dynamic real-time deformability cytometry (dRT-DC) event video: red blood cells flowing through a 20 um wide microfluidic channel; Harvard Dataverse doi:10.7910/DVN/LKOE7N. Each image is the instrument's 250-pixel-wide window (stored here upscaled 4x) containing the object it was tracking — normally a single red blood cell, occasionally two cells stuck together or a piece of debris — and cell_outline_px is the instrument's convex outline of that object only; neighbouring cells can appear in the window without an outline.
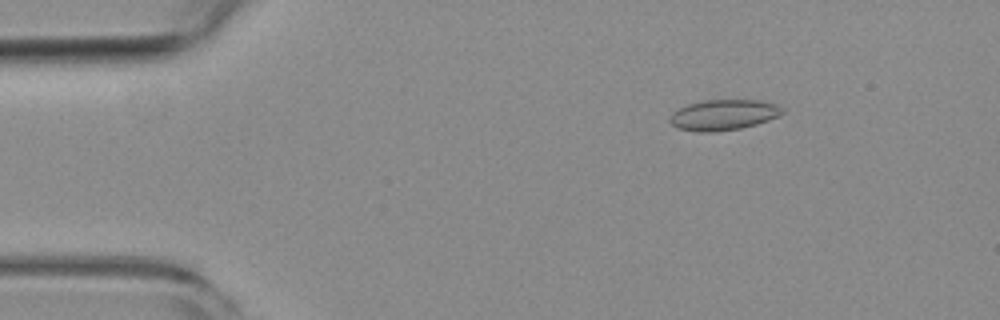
{"species": "common noctule bat (a hibernating species)", "species_latin": "Nyctalus noctula", "temperature_condition": "room temperature", "stored_images_in_passage": 56, "camera_frame_rate_fps": 3000, "um_per_image_px": 0.085, "animal": {"sex": "female", "body_mass_g": 19.3, "forearm_length_mm": 54.1}, "frame": {"image": 1, "passage_image": 8, "time_ms": 2.333, "image_size_px": [1000, 320], "cell_outline_px": [[784, 112], [768, 120], [756, 124], [740, 128], [712, 132], [696, 132], [676, 128], [668, 120], [672, 112], [688, 104], [704, 100], [756, 100], [776, 104], [784, 108]], "centroid_in_image_um": [61.46, 9.77], "position_along_channel_um": 23.5, "area_um2": 20.0}}
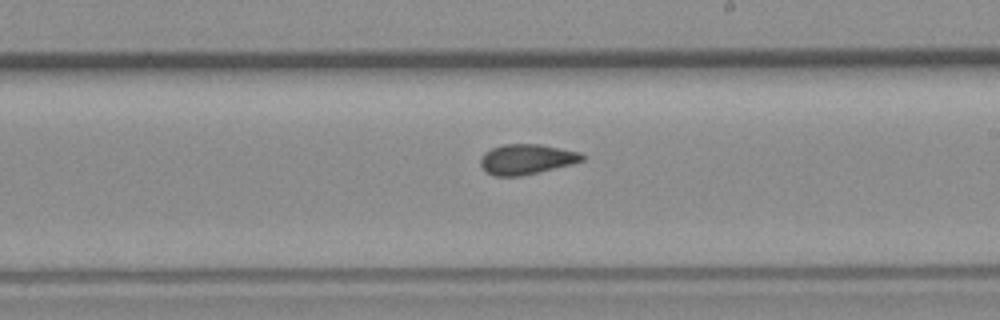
{"frame": {"image": 2, "passage_image": 32, "time_ms": 10.333, "image_size_px": [1000, 320], "cell_outline_px": [[584, 160], [572, 164], [520, 176], [496, 176], [488, 172], [480, 164], [480, 156], [484, 152], [492, 148], [504, 144], [540, 144], [580, 152], [584, 156]], "centroid_in_image_um": [44.75, 13.52], "position_along_channel_um": 244.3, "area_um2": 17.74}}
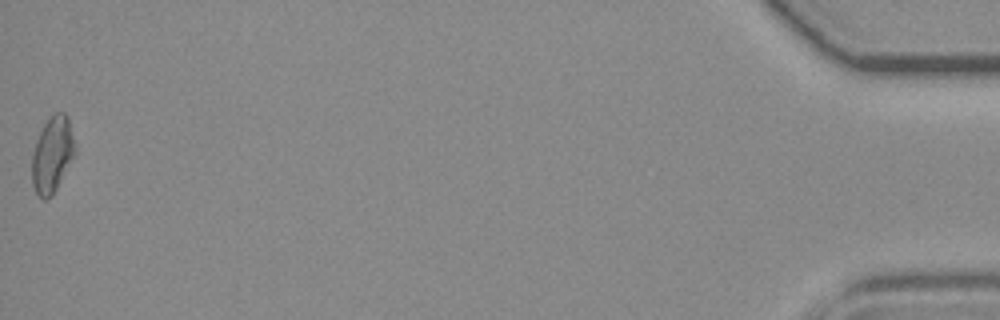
{"frame": {"image": 3, "passage_image": 56, "time_ms": 18.333, "image_size_px": [1000, 320], "cell_outline_px": [[76, 152], [52, 196], [48, 200], [40, 200], [32, 184], [32, 156], [36, 140], [44, 124], [56, 112], [64, 112], [68, 116], [76, 148]], "centroid_in_image_um": [4.44, 13.17], "position_along_channel_um": 430.8, "area_um2": 19.02}, "authors_computed_cell_mechanics": {"area_um2": 18.1781, "velocity_mm_per_s": 3.6536, "shape_relaxation_time_tau1_ms": null, "shape_relaxation_time_tau2_ms": 1.5976, "deformation_change_tau1": null, "deformation_change_tau2": 0.0636}}